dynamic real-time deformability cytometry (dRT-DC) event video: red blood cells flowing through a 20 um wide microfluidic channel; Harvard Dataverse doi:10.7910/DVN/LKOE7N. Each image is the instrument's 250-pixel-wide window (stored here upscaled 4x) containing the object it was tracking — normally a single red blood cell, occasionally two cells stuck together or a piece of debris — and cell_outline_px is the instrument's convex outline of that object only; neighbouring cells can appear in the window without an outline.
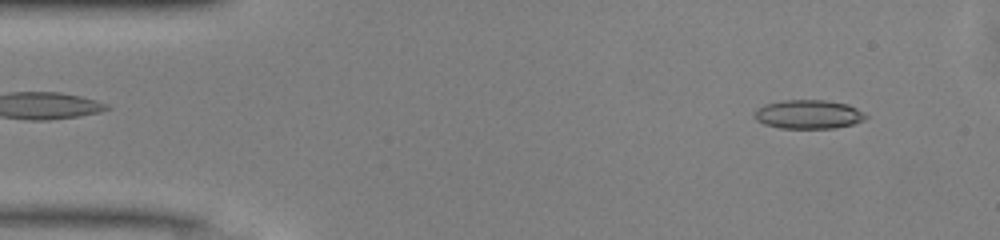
{"species": "common noctule bat (a hibernating species)", "species_latin": "Nyctalus noctula", "temperature_condition": "warm", "stored_images_in_passage": 48, "camera_frame_rate_fps": 3000, "um_per_image_px": 0.085, "animal": {"sex": "male", "body_mass_g": 13.0, "forearm_length_mm": 53.1}, "frame": {"image": 1, "passage_image": 4, "time_ms": 1.0, "image_size_px": [1000, 240], "cell_outline_px": [[868, 116], [864, 120], [852, 124], [836, 128], [780, 128], [764, 124], [756, 120], [752, 116], [764, 104], [784, 100], [824, 100], [848, 104], [864, 112]], "centroid_in_image_um": [68.73, 9.72], "position_along_channel_um": 16.3, "area_um2": 18.73}}
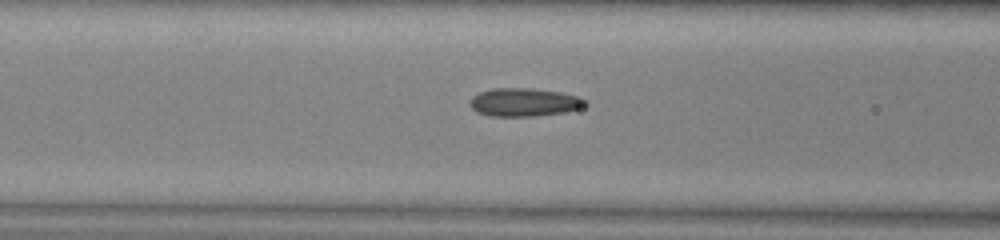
{"frame": {"image": 2, "passage_image": 18, "time_ms": 5.667, "image_size_px": [1000, 240], "cell_outline_px": [[588, 104], [580, 108], [564, 112], [532, 116], [492, 116], [476, 112], [468, 104], [468, 100], [472, 96], [480, 92], [492, 88], [528, 88], [560, 92], [580, 96], [588, 100]], "centroid_in_image_um": [44.54, 8.68], "position_along_channel_um": 122.1, "area_um2": 19.13}}
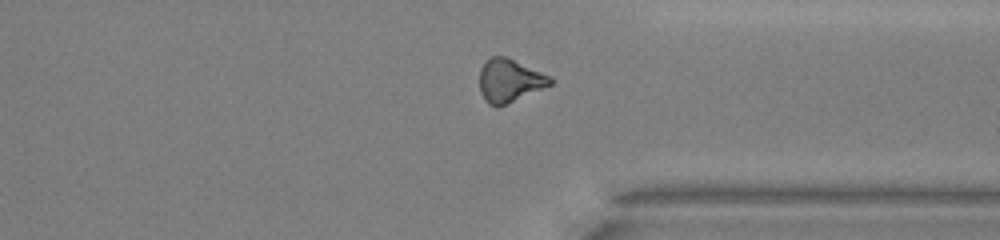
{"frame": {"image": 3, "passage_image": 36, "time_ms": 11.667, "image_size_px": [1000, 240], "cell_outline_px": [[556, 80], [552, 84], [496, 108], [488, 104], [484, 100], [480, 92], [480, 68], [492, 56], [508, 56], [552, 76]], "centroid_in_image_um": [43.34, 6.84], "position_along_channel_um": 368.1, "area_um2": 17.98}, "authors_computed_cell_mechanics": {"area_um2": 18.4382, "velocity_mm_per_s": 4.1483, "shape_relaxation_time_tau1_ms": null, "shape_relaxation_time_tau2_ms": 2.0228, "deformation_change_tau1": null, "deformation_change_tau2": 0.104}}